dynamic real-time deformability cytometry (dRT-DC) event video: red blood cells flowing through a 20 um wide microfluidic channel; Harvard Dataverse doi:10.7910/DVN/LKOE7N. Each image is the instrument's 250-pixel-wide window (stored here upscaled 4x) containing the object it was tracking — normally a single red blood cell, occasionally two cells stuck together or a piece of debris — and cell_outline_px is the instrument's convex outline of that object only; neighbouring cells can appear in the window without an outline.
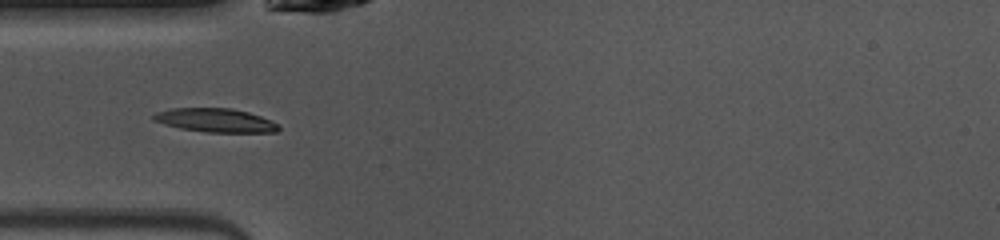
{"species": "common noctule bat (a hibernating species)", "species_latin": "Nyctalus noctula", "temperature_condition": "warm", "stored_images_in_passage": 34, "camera_frame_rate_fps": 3000, "um_per_image_px": 0.085, "animal": {"sex": "female", "body_mass_g": 10.0, "forearm_length_mm": 53.1}, "frame": {"image": 1, "passage_image": 3, "time_ms": 0.667, "image_size_px": [1000, 240], "cell_outline_px": [[280, 128], [276, 132], [208, 132], [180, 128], [164, 124], [152, 120], [152, 116], [156, 112], [172, 108], [232, 108], [248, 112], [260, 116], [280, 124]], "centroid_in_image_um": [18.31, 10.22], "position_along_channel_um": 66.7, "area_um2": 17.28}}
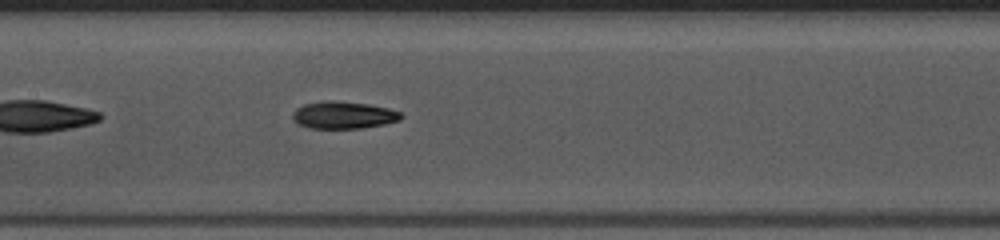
{"frame": {"image": 2, "passage_image": 11, "time_ms": 3.333, "image_size_px": [1000, 240], "cell_outline_px": [[404, 116], [400, 120], [384, 124], [364, 128], [308, 128], [300, 124], [292, 116], [292, 112], [296, 108], [304, 104], [324, 100], [332, 100], [368, 104], [388, 108], [400, 112]], "centroid_in_image_um": [29.21, 9.77], "position_along_channel_um": 178.2, "area_um2": 17.22}}
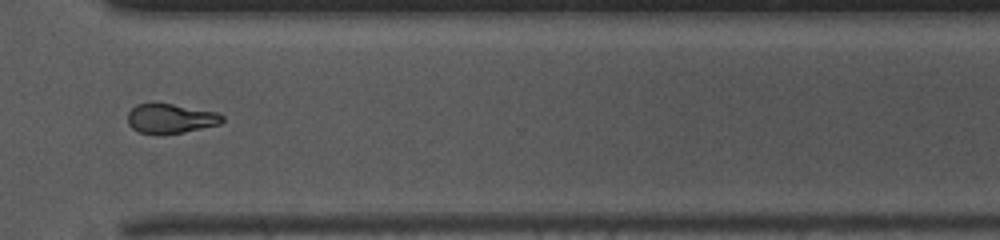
{"frame": {"image": 3, "passage_image": 24, "time_ms": 7.667, "image_size_px": [1000, 240], "cell_outline_px": [[224, 120], [220, 124], [184, 132], [160, 136], [140, 132], [132, 128], [128, 124], [128, 112], [136, 104], [152, 100], [220, 112], [224, 116]], "centroid_in_image_um": [14.48, 10.05], "position_along_channel_um": 356.1, "area_um2": 17.17}, "authors_computed_cell_mechanics": {"area_um2": 17.0799, "velocity_mm_per_s": 4.1203, "shape_relaxation_time_tau1_ms": 4.432, "shape_relaxation_time_tau2_ms": 8.9611, "deformation_change_tau1": 0.1862, "deformation_change_tau2": 0.1586}}